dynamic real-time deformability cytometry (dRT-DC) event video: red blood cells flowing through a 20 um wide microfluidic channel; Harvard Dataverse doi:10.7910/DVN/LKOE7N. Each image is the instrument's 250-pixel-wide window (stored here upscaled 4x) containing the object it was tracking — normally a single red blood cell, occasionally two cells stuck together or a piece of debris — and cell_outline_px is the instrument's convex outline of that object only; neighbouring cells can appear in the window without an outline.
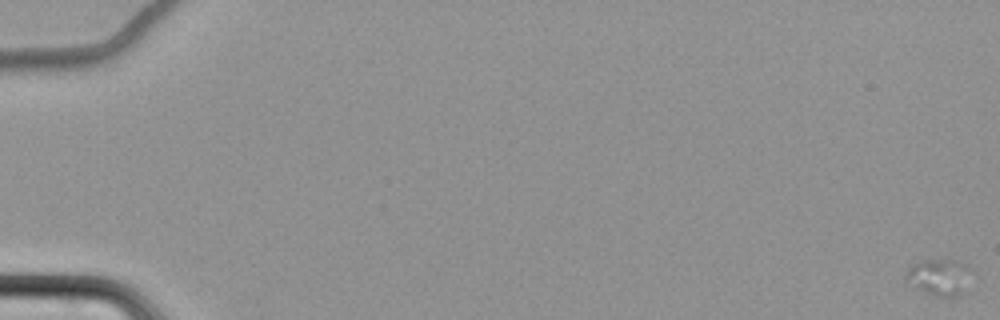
{"species": "common noctule bat (a hibernating species)", "species_latin": "Nyctalus noctula", "temperature_condition": "cold", "stored_images_in_passage": 4, "camera_frame_rate_fps": 3000, "um_per_image_px": 0.085, "animal": {"sex": "female", "body_mass_g": 22.7, "forearm_length_mm": 54.2}, "frame": {"image": 1, "passage_image": 1, "time_ms": 0.0, "image_size_px": [1000, 320], "cell_outline_px": [[972, 268], [960, 292], [956, 296], [936, 296], [904, 280], [908, 268], [912, 264], [920, 260], [956, 260], [968, 264]], "centroid_in_image_um": [79.8, 23.49], "position_along_channel_um": 5.2, "area_um2": 13.35}}